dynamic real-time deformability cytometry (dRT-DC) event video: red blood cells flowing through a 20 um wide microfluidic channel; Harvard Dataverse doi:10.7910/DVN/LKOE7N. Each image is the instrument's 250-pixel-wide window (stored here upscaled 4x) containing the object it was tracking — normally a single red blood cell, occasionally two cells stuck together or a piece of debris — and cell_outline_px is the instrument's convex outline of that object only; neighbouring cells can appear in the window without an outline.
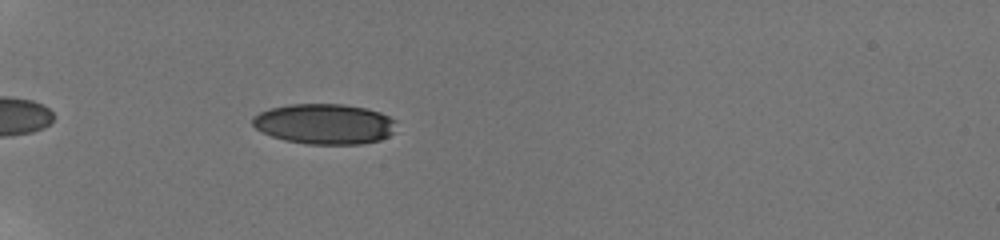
{"species": "human", "species_latin": "Homo sapiens", "temperature_condition": "room temperature", "stored_images_in_passage": 33, "camera_frame_rate_fps": 3000, "um_per_image_px": 0.085, "donor": {"sex": "male"}, "frame": {"image": 1, "passage_image": 5, "time_ms": 1.333, "image_size_px": [1000, 240], "cell_outline_px": [[396, 132], [380, 140], [360, 144], [308, 144], [284, 140], [272, 136], [256, 128], [252, 124], [252, 116], [260, 112], [272, 108], [288, 104], [344, 104], [368, 108], [380, 112], [396, 120]], "centroid_in_image_um": [27.62, 10.53], "position_along_channel_um": 57.4, "area_um2": 34.04}}
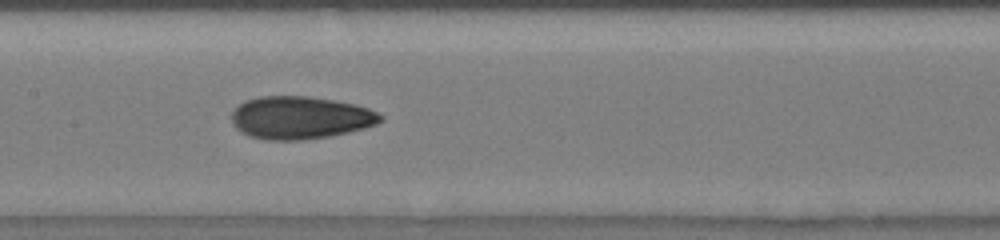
{"frame": {"image": 2, "passage_image": 15, "time_ms": 5.333, "image_size_px": [1000, 240], "cell_outline_px": [[384, 120], [376, 124], [364, 128], [348, 132], [328, 136], [304, 140], [268, 140], [252, 136], [240, 132], [232, 124], [232, 112], [240, 104], [248, 100], [260, 96], [308, 96], [332, 100], [352, 104], [368, 108], [384, 116]], "centroid_in_image_um": [25.52, 10.01], "position_along_channel_um": 181.9, "area_um2": 36.82}}
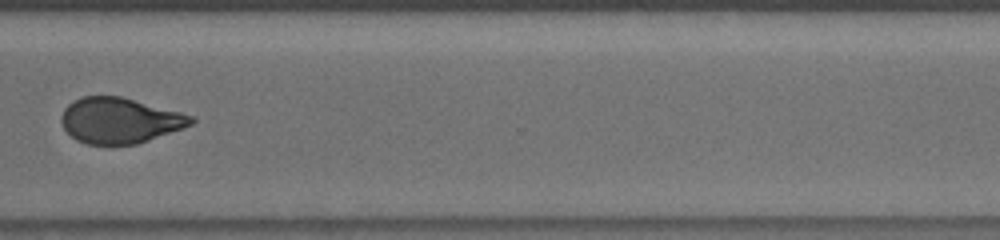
{"frame": {"image": 3, "passage_image": 27, "time_ms": 10.0, "image_size_px": [1000, 240], "cell_outline_px": [[196, 120], [192, 124], [184, 128], [136, 144], [88, 144], [76, 140], [64, 128], [60, 120], [60, 116], [64, 108], [68, 104], [84, 96], [120, 96], [180, 112], [192, 116]], "centroid_in_image_um": [10.17, 10.24], "position_along_channel_um": 360.4, "area_um2": 34.22}, "authors_computed_cell_mechanics": {"area_um2": 35.7204, "velocity_mm_per_s": 3.8314, "shape_relaxation_time_tau1_ms": 5.9914, "shape_relaxation_time_tau2_ms": 2.3184, "deformation_change_tau1": 0.149, "deformation_change_tau2": 0.0703}}